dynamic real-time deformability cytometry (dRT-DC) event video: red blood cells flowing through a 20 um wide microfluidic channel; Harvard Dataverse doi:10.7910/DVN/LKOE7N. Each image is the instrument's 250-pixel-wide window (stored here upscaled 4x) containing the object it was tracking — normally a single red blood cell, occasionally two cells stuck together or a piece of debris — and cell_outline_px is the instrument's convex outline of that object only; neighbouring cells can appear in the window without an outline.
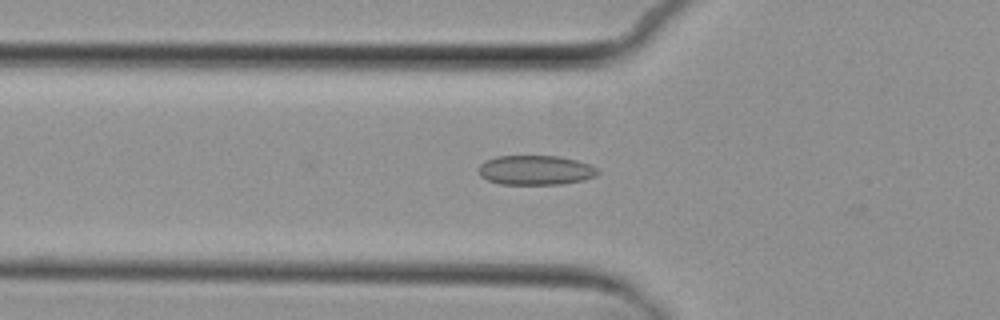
{"species": "common noctule bat (a hibernating species)", "species_latin": "Nyctalus noctula", "temperature_condition": "cold", "stored_images_in_passage": 6, "segment_of_instrument_passage": [1, 2], "camera_frame_rate_fps": 3000, "um_per_image_px": 0.085, "animal": {"sex": "female", "body_mass_g": 29.2, "forearm_length_mm": 56.3}, "frame": {"image": 1, "passage_image": 5, "time_ms": 5.667, "image_size_px": [1000, 320], "cell_outline_px": [[600, 172], [596, 176], [584, 180], [560, 184], [500, 184], [488, 180], [480, 176], [480, 164], [484, 160], [496, 156], [560, 156], [576, 160], [588, 164], [596, 168]], "centroid_in_image_um": [45.52, 14.46], "position_along_channel_um": 80.3, "area_um2": 20.52}}